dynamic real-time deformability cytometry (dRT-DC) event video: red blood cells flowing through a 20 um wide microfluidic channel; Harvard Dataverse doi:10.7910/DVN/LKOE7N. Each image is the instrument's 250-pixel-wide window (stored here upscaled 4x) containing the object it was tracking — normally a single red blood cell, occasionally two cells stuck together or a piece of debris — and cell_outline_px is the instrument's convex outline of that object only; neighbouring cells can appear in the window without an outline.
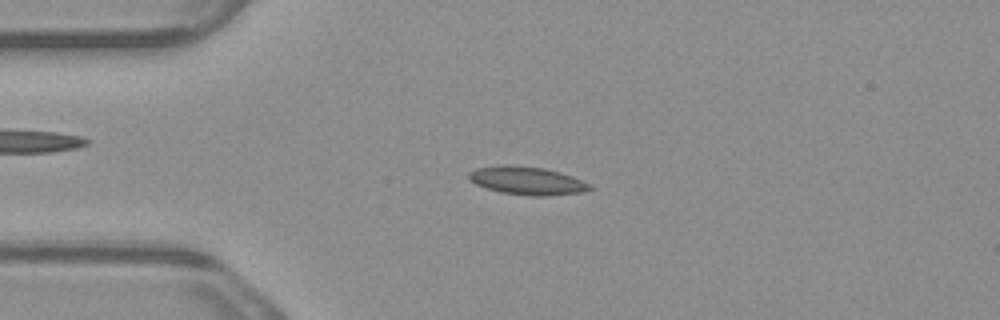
{"species": "common noctule bat (a hibernating species)", "species_latin": "Nyctalus noctula", "temperature_condition": "warm", "stored_images_in_passage": 2, "camera_frame_rate_fps": 3000, "um_per_image_px": 0.085, "animal": {"sex": "male", "body_mass_g": 23.1, "forearm_length_mm": 52.7}, "frame": {"image": 1, "passage_image": 1, "time_ms": 0.0, "image_size_px": [1000, 320], "cell_outline_px": [[592, 188], [584, 192], [544, 196], [532, 196], [500, 192], [476, 184], [468, 180], [468, 172], [476, 168], [500, 164], [512, 164], [544, 168], [560, 172], [572, 176], [592, 184]], "centroid_in_image_um": [44.79, 15.34], "position_along_channel_um": 40.2, "area_um2": 20.06}}